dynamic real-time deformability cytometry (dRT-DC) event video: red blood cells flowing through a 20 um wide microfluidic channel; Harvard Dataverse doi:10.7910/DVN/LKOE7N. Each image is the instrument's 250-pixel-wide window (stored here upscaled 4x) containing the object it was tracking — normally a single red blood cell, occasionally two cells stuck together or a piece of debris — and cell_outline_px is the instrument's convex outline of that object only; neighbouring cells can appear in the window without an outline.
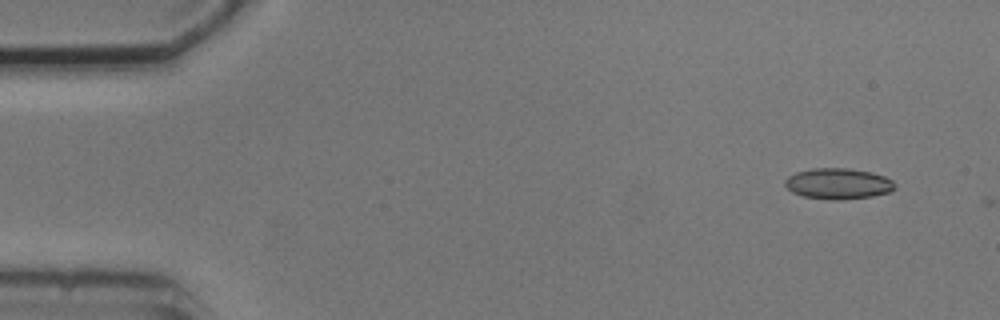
{"species": "common noctule bat (a hibernating species)", "species_latin": "Nyctalus noctula", "temperature_condition": "cold", "stored_images_in_passage": 3, "camera_frame_rate_fps": 3000, "um_per_image_px": 0.085, "animal": {"sex": "male", "body_mass_g": 20.5, "forearm_length_mm": 52.5}, "frame": {"image": 1, "passage_image": 1, "time_ms": 0.0, "image_size_px": [1000, 320], "cell_outline_px": [[896, 188], [892, 192], [872, 196], [836, 200], [804, 196], [792, 192], [784, 184], [784, 180], [788, 176], [796, 172], [812, 168], [848, 168], [872, 172], [884, 176], [892, 180], [896, 184]], "centroid_in_image_um": [71.27, 15.6], "position_along_channel_um": 13.7, "area_um2": 19.83}}